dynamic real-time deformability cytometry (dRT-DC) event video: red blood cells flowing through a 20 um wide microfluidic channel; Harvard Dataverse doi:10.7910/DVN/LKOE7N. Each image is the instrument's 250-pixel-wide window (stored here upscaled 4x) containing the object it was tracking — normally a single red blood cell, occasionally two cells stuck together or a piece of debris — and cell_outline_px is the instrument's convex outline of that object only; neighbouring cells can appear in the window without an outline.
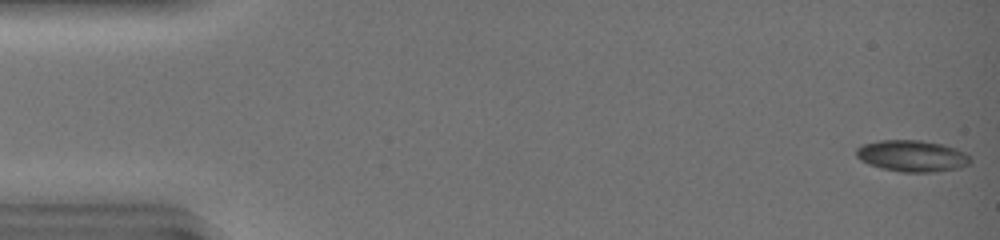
{"species": "common noctule bat (a hibernating species)", "species_latin": "Nyctalus noctula", "temperature_condition": "warm", "stored_images_in_passage": 46, "camera_frame_rate_fps": 3000, "um_per_image_px": 0.085, "animal": {"sex": "female", "body_mass_g": 19.0, "forearm_length_mm": 51.5}, "frame": {"image": 1, "passage_image": 1, "time_ms": 0.0, "image_size_px": [1000, 240], "cell_outline_px": [[972, 160], [968, 164], [960, 168], [932, 172], [900, 172], [868, 164], [860, 160], [856, 156], [856, 148], [864, 144], [880, 140], [920, 140], [944, 144], [956, 148], [964, 152]], "centroid_in_image_um": [77.53, 13.25], "position_along_channel_um": 7.5, "area_um2": 20.92}}
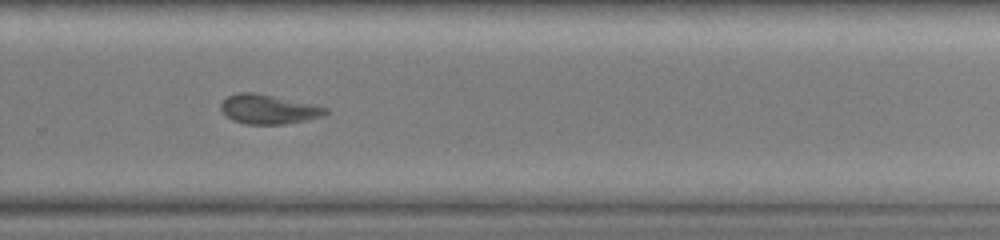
{"frame": {"image": 2, "passage_image": 33, "time_ms": 10.667, "image_size_px": [1000, 240], "cell_outline_px": [[328, 112], [324, 116], [308, 120], [284, 124], [244, 124], [232, 120], [220, 108], [220, 104], [228, 96], [240, 92], [256, 92], [316, 104], [328, 108]], "centroid_in_image_um": [22.87, 9.28], "position_along_channel_um": 306.9, "area_um2": 18.15}}
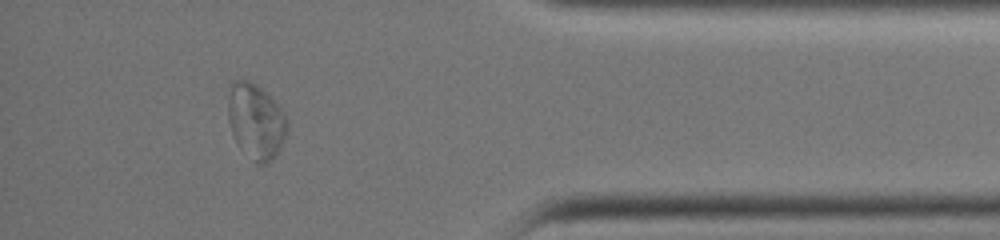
{"frame": {"image": 3, "passage_image": 42, "time_ms": 13.667, "image_size_px": [1000, 240], "cell_outline_px": [[288, 128], [284, 140], [272, 160], [264, 164], [256, 164], [236, 144], [232, 136], [228, 120], [228, 84], [232, 80], [248, 80], [256, 84], [284, 112], [288, 120]], "centroid_in_image_um": [21.71, 10.31], "position_along_channel_um": 413.5, "area_um2": 26.18}, "authors_computed_cell_mechanics": {"area_um2": 19.1029, "velocity_mm_per_s": 4.198, "shape_relaxation_time_tau1_ms": null, "shape_relaxation_time_tau2_ms": 2.9914, "deformation_change_tau1": null, "deformation_change_tau2": 0.0831}}